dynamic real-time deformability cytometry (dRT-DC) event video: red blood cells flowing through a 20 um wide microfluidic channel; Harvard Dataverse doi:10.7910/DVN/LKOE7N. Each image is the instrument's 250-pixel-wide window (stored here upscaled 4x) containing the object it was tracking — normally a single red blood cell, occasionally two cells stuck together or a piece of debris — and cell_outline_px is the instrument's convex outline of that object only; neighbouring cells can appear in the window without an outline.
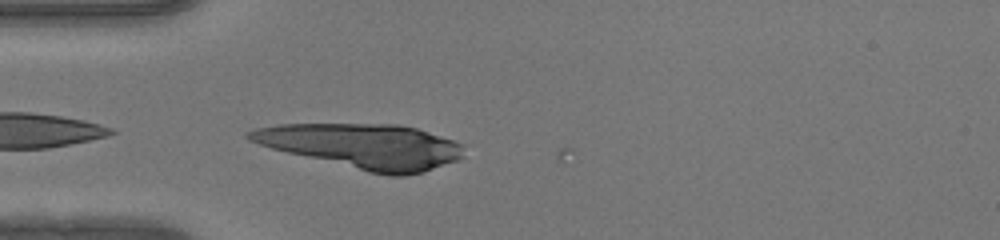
{"species": "human", "species_latin": "Homo sapiens", "temperature_condition": "warm", "stored_images_in_passage": 35, "camera_frame_rate_fps": 3000, "um_per_image_px": 0.085, "donor": {"sex": "female"}, "frame": {"image": 1, "passage_image": 1, "time_ms": 0.0, "image_size_px": [1000, 240], "cell_outline_px": [[468, 144], [464, 156], [460, 160], [424, 172], [404, 176], [388, 176], [368, 172], [272, 148], [248, 140], [244, 136], [244, 132], [256, 128], [280, 124], [396, 124], [416, 128]], "centroid_in_image_um": [30.94, 12.42], "position_along_channel_um": 54.1, "area_um2": 56.3}}
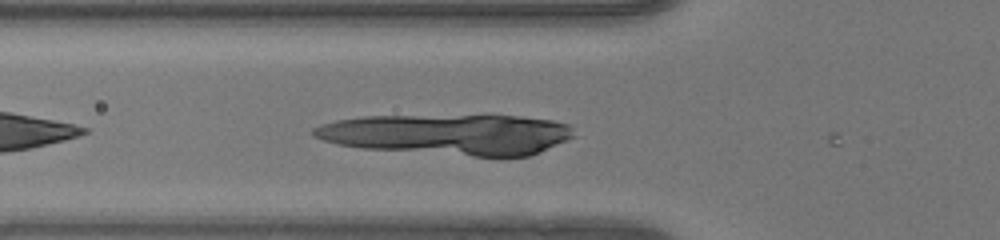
{"frame": {"image": 2, "passage_image": 4, "time_ms": 1.0, "image_size_px": [1000, 240], "cell_outline_px": [[576, 136], [568, 140], [540, 152], [528, 156], [476, 156], [360, 148], [340, 144], [324, 140], [312, 136], [312, 128], [320, 124], [336, 120], [364, 116], [520, 116], [552, 120], [568, 124], [572, 128]], "centroid_in_image_um": [38.1, 11.42], "position_along_channel_um": 87.7, "area_um2": 61.5}}
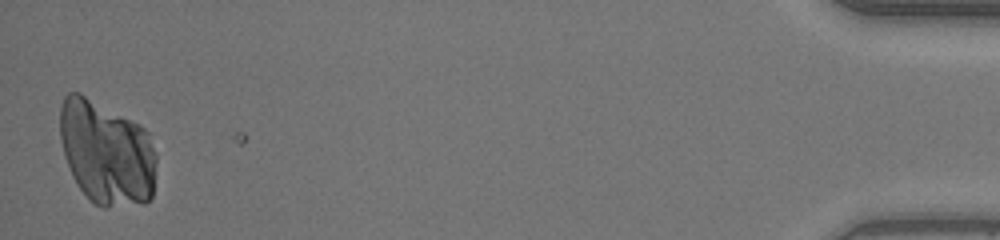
{"frame": {"image": 3, "passage_image": 35, "time_ms": 11.333, "image_size_px": [1000, 240], "cell_outline_px": [[156, 164], [152, 196], [144, 204], [108, 208], [104, 208], [96, 204], [76, 184], [72, 176], [64, 156], [60, 136], [60, 108], [64, 96], [68, 92], [80, 92], [140, 124], [148, 132], [156, 152]], "centroid_in_image_um": [9.06, 12.97], "position_along_channel_um": 426.1, "area_um2": 59.25}}